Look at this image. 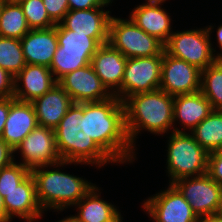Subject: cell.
<instances>
[{"instance_id":"cell-46","label":"cell","mask_w":222,"mask_h":222,"mask_svg":"<svg viewBox=\"0 0 222 222\" xmlns=\"http://www.w3.org/2000/svg\"><path fill=\"white\" fill-rule=\"evenodd\" d=\"M6 0H0V10H1V7L3 5V3L5 2Z\"/></svg>"},{"instance_id":"cell-37","label":"cell","mask_w":222,"mask_h":222,"mask_svg":"<svg viewBox=\"0 0 222 222\" xmlns=\"http://www.w3.org/2000/svg\"><path fill=\"white\" fill-rule=\"evenodd\" d=\"M10 97L0 98V137L2 136L5 122L9 113Z\"/></svg>"},{"instance_id":"cell-15","label":"cell","mask_w":222,"mask_h":222,"mask_svg":"<svg viewBox=\"0 0 222 222\" xmlns=\"http://www.w3.org/2000/svg\"><path fill=\"white\" fill-rule=\"evenodd\" d=\"M128 58L109 42L97 49L91 65L107 90L121 100V83Z\"/></svg>"},{"instance_id":"cell-4","label":"cell","mask_w":222,"mask_h":222,"mask_svg":"<svg viewBox=\"0 0 222 222\" xmlns=\"http://www.w3.org/2000/svg\"><path fill=\"white\" fill-rule=\"evenodd\" d=\"M62 161L79 162L99 169L115 162L87 134L83 103H73L54 129Z\"/></svg>"},{"instance_id":"cell-7","label":"cell","mask_w":222,"mask_h":222,"mask_svg":"<svg viewBox=\"0 0 222 222\" xmlns=\"http://www.w3.org/2000/svg\"><path fill=\"white\" fill-rule=\"evenodd\" d=\"M128 18L111 16L108 42L126 58L163 54L164 43L157 37L147 34L130 17Z\"/></svg>"},{"instance_id":"cell-12","label":"cell","mask_w":222,"mask_h":222,"mask_svg":"<svg viewBox=\"0 0 222 222\" xmlns=\"http://www.w3.org/2000/svg\"><path fill=\"white\" fill-rule=\"evenodd\" d=\"M201 70L185 60L163 53L160 88L171 96L200 91Z\"/></svg>"},{"instance_id":"cell-29","label":"cell","mask_w":222,"mask_h":222,"mask_svg":"<svg viewBox=\"0 0 222 222\" xmlns=\"http://www.w3.org/2000/svg\"><path fill=\"white\" fill-rule=\"evenodd\" d=\"M94 54L59 53V46L54 53L50 70L58 81L65 74L91 64Z\"/></svg>"},{"instance_id":"cell-17","label":"cell","mask_w":222,"mask_h":222,"mask_svg":"<svg viewBox=\"0 0 222 222\" xmlns=\"http://www.w3.org/2000/svg\"><path fill=\"white\" fill-rule=\"evenodd\" d=\"M56 84L57 80L54 78L49 67L26 64L14 77L13 97L22 102L32 103Z\"/></svg>"},{"instance_id":"cell-23","label":"cell","mask_w":222,"mask_h":222,"mask_svg":"<svg viewBox=\"0 0 222 222\" xmlns=\"http://www.w3.org/2000/svg\"><path fill=\"white\" fill-rule=\"evenodd\" d=\"M75 206L78 211L74 216L81 222H111L121 213L117 206L101 198L96 184Z\"/></svg>"},{"instance_id":"cell-32","label":"cell","mask_w":222,"mask_h":222,"mask_svg":"<svg viewBox=\"0 0 222 222\" xmlns=\"http://www.w3.org/2000/svg\"><path fill=\"white\" fill-rule=\"evenodd\" d=\"M43 4L56 24L60 23L69 11L68 0H43Z\"/></svg>"},{"instance_id":"cell-43","label":"cell","mask_w":222,"mask_h":222,"mask_svg":"<svg viewBox=\"0 0 222 222\" xmlns=\"http://www.w3.org/2000/svg\"><path fill=\"white\" fill-rule=\"evenodd\" d=\"M123 217L121 216V213L111 222H123Z\"/></svg>"},{"instance_id":"cell-8","label":"cell","mask_w":222,"mask_h":222,"mask_svg":"<svg viewBox=\"0 0 222 222\" xmlns=\"http://www.w3.org/2000/svg\"><path fill=\"white\" fill-rule=\"evenodd\" d=\"M198 218L218 214L222 199V186L214 181L207 173L186 177L172 183Z\"/></svg>"},{"instance_id":"cell-19","label":"cell","mask_w":222,"mask_h":222,"mask_svg":"<svg viewBox=\"0 0 222 222\" xmlns=\"http://www.w3.org/2000/svg\"><path fill=\"white\" fill-rule=\"evenodd\" d=\"M38 126L32 103L10 97V107L1 138L12 148Z\"/></svg>"},{"instance_id":"cell-38","label":"cell","mask_w":222,"mask_h":222,"mask_svg":"<svg viewBox=\"0 0 222 222\" xmlns=\"http://www.w3.org/2000/svg\"><path fill=\"white\" fill-rule=\"evenodd\" d=\"M198 222H222V215L218 213L200 217Z\"/></svg>"},{"instance_id":"cell-41","label":"cell","mask_w":222,"mask_h":222,"mask_svg":"<svg viewBox=\"0 0 222 222\" xmlns=\"http://www.w3.org/2000/svg\"><path fill=\"white\" fill-rule=\"evenodd\" d=\"M56 222H81L74 215H70Z\"/></svg>"},{"instance_id":"cell-30","label":"cell","mask_w":222,"mask_h":222,"mask_svg":"<svg viewBox=\"0 0 222 222\" xmlns=\"http://www.w3.org/2000/svg\"><path fill=\"white\" fill-rule=\"evenodd\" d=\"M19 5L30 29H48L57 24L49 17L43 0H25Z\"/></svg>"},{"instance_id":"cell-25","label":"cell","mask_w":222,"mask_h":222,"mask_svg":"<svg viewBox=\"0 0 222 222\" xmlns=\"http://www.w3.org/2000/svg\"><path fill=\"white\" fill-rule=\"evenodd\" d=\"M30 30L22 7L6 0L0 10V36L21 40Z\"/></svg>"},{"instance_id":"cell-45","label":"cell","mask_w":222,"mask_h":222,"mask_svg":"<svg viewBox=\"0 0 222 222\" xmlns=\"http://www.w3.org/2000/svg\"><path fill=\"white\" fill-rule=\"evenodd\" d=\"M219 214L222 215V199H221V206H220Z\"/></svg>"},{"instance_id":"cell-10","label":"cell","mask_w":222,"mask_h":222,"mask_svg":"<svg viewBox=\"0 0 222 222\" xmlns=\"http://www.w3.org/2000/svg\"><path fill=\"white\" fill-rule=\"evenodd\" d=\"M15 153H21L22 162L18 163L29 170L62 161L57 148L55 131L42 126H37L18 144L14 149V158Z\"/></svg>"},{"instance_id":"cell-18","label":"cell","mask_w":222,"mask_h":222,"mask_svg":"<svg viewBox=\"0 0 222 222\" xmlns=\"http://www.w3.org/2000/svg\"><path fill=\"white\" fill-rule=\"evenodd\" d=\"M212 110L210 101L200 91L173 96L174 131L191 132ZM176 122L182 128L176 127Z\"/></svg>"},{"instance_id":"cell-35","label":"cell","mask_w":222,"mask_h":222,"mask_svg":"<svg viewBox=\"0 0 222 222\" xmlns=\"http://www.w3.org/2000/svg\"><path fill=\"white\" fill-rule=\"evenodd\" d=\"M14 96V76L0 67V98Z\"/></svg>"},{"instance_id":"cell-33","label":"cell","mask_w":222,"mask_h":222,"mask_svg":"<svg viewBox=\"0 0 222 222\" xmlns=\"http://www.w3.org/2000/svg\"><path fill=\"white\" fill-rule=\"evenodd\" d=\"M207 174L222 186V149L209 153Z\"/></svg>"},{"instance_id":"cell-26","label":"cell","mask_w":222,"mask_h":222,"mask_svg":"<svg viewBox=\"0 0 222 222\" xmlns=\"http://www.w3.org/2000/svg\"><path fill=\"white\" fill-rule=\"evenodd\" d=\"M200 92L213 110H222V58L201 71Z\"/></svg>"},{"instance_id":"cell-13","label":"cell","mask_w":222,"mask_h":222,"mask_svg":"<svg viewBox=\"0 0 222 222\" xmlns=\"http://www.w3.org/2000/svg\"><path fill=\"white\" fill-rule=\"evenodd\" d=\"M57 83L69 94L73 103L99 102L113 96L91 64L65 74Z\"/></svg>"},{"instance_id":"cell-2","label":"cell","mask_w":222,"mask_h":222,"mask_svg":"<svg viewBox=\"0 0 222 222\" xmlns=\"http://www.w3.org/2000/svg\"><path fill=\"white\" fill-rule=\"evenodd\" d=\"M89 165L79 162L61 161L53 165L34 168L31 174L36 184V197L43 212H63L75 205L93 188L95 184L86 178L62 172L60 167L68 165ZM65 165V166H64ZM51 170H49V168ZM53 167V168H52Z\"/></svg>"},{"instance_id":"cell-28","label":"cell","mask_w":222,"mask_h":222,"mask_svg":"<svg viewBox=\"0 0 222 222\" xmlns=\"http://www.w3.org/2000/svg\"><path fill=\"white\" fill-rule=\"evenodd\" d=\"M25 66L21 40L0 36V67L15 77Z\"/></svg>"},{"instance_id":"cell-21","label":"cell","mask_w":222,"mask_h":222,"mask_svg":"<svg viewBox=\"0 0 222 222\" xmlns=\"http://www.w3.org/2000/svg\"><path fill=\"white\" fill-rule=\"evenodd\" d=\"M163 4L143 2L129 13L130 19L147 34L157 37L164 44L174 32L171 16Z\"/></svg>"},{"instance_id":"cell-11","label":"cell","mask_w":222,"mask_h":222,"mask_svg":"<svg viewBox=\"0 0 222 222\" xmlns=\"http://www.w3.org/2000/svg\"><path fill=\"white\" fill-rule=\"evenodd\" d=\"M141 207L153 222H198L199 219L173 184L145 199Z\"/></svg>"},{"instance_id":"cell-39","label":"cell","mask_w":222,"mask_h":222,"mask_svg":"<svg viewBox=\"0 0 222 222\" xmlns=\"http://www.w3.org/2000/svg\"><path fill=\"white\" fill-rule=\"evenodd\" d=\"M216 40L217 44L219 45L218 48L221 51L219 52V58H222V24H220L216 29Z\"/></svg>"},{"instance_id":"cell-9","label":"cell","mask_w":222,"mask_h":222,"mask_svg":"<svg viewBox=\"0 0 222 222\" xmlns=\"http://www.w3.org/2000/svg\"><path fill=\"white\" fill-rule=\"evenodd\" d=\"M163 54L128 58L121 83V101L128 97L158 90Z\"/></svg>"},{"instance_id":"cell-6","label":"cell","mask_w":222,"mask_h":222,"mask_svg":"<svg viewBox=\"0 0 222 222\" xmlns=\"http://www.w3.org/2000/svg\"><path fill=\"white\" fill-rule=\"evenodd\" d=\"M213 29L214 26L208 25L204 28L174 31L164 44V51L202 71L219 58V52L211 42Z\"/></svg>"},{"instance_id":"cell-27","label":"cell","mask_w":222,"mask_h":222,"mask_svg":"<svg viewBox=\"0 0 222 222\" xmlns=\"http://www.w3.org/2000/svg\"><path fill=\"white\" fill-rule=\"evenodd\" d=\"M57 41L59 53L95 54L100 46L88 34L67 30L61 23L57 24Z\"/></svg>"},{"instance_id":"cell-22","label":"cell","mask_w":222,"mask_h":222,"mask_svg":"<svg viewBox=\"0 0 222 222\" xmlns=\"http://www.w3.org/2000/svg\"><path fill=\"white\" fill-rule=\"evenodd\" d=\"M38 126L55 129L73 105L69 94L57 83L43 96L32 102Z\"/></svg>"},{"instance_id":"cell-3","label":"cell","mask_w":222,"mask_h":222,"mask_svg":"<svg viewBox=\"0 0 222 222\" xmlns=\"http://www.w3.org/2000/svg\"><path fill=\"white\" fill-rule=\"evenodd\" d=\"M123 105L127 135L135 150L136 138L143 130L162 137L174 132L173 96L163 90L132 95Z\"/></svg>"},{"instance_id":"cell-34","label":"cell","mask_w":222,"mask_h":222,"mask_svg":"<svg viewBox=\"0 0 222 222\" xmlns=\"http://www.w3.org/2000/svg\"><path fill=\"white\" fill-rule=\"evenodd\" d=\"M112 2L113 0H68L69 10L105 8L112 4Z\"/></svg>"},{"instance_id":"cell-24","label":"cell","mask_w":222,"mask_h":222,"mask_svg":"<svg viewBox=\"0 0 222 222\" xmlns=\"http://www.w3.org/2000/svg\"><path fill=\"white\" fill-rule=\"evenodd\" d=\"M190 133L208 153L221 150L222 110H212Z\"/></svg>"},{"instance_id":"cell-1","label":"cell","mask_w":222,"mask_h":222,"mask_svg":"<svg viewBox=\"0 0 222 222\" xmlns=\"http://www.w3.org/2000/svg\"><path fill=\"white\" fill-rule=\"evenodd\" d=\"M87 134L115 162L133 163L136 150L130 143L125 126L123 102L113 95L99 102L83 103Z\"/></svg>"},{"instance_id":"cell-36","label":"cell","mask_w":222,"mask_h":222,"mask_svg":"<svg viewBox=\"0 0 222 222\" xmlns=\"http://www.w3.org/2000/svg\"><path fill=\"white\" fill-rule=\"evenodd\" d=\"M15 161L14 149H12L1 137H0V169L10 165Z\"/></svg>"},{"instance_id":"cell-14","label":"cell","mask_w":222,"mask_h":222,"mask_svg":"<svg viewBox=\"0 0 222 222\" xmlns=\"http://www.w3.org/2000/svg\"><path fill=\"white\" fill-rule=\"evenodd\" d=\"M5 222L17 217L24 222H37L44 217L36 197V184L30 173L15 189L5 193Z\"/></svg>"},{"instance_id":"cell-44","label":"cell","mask_w":222,"mask_h":222,"mask_svg":"<svg viewBox=\"0 0 222 222\" xmlns=\"http://www.w3.org/2000/svg\"><path fill=\"white\" fill-rule=\"evenodd\" d=\"M7 1L12 2V3L19 4V3H21V2H23V1H25V0H7Z\"/></svg>"},{"instance_id":"cell-5","label":"cell","mask_w":222,"mask_h":222,"mask_svg":"<svg viewBox=\"0 0 222 222\" xmlns=\"http://www.w3.org/2000/svg\"><path fill=\"white\" fill-rule=\"evenodd\" d=\"M167 140V174L169 184L178 179L207 173L209 153L190 132L174 131Z\"/></svg>"},{"instance_id":"cell-42","label":"cell","mask_w":222,"mask_h":222,"mask_svg":"<svg viewBox=\"0 0 222 222\" xmlns=\"http://www.w3.org/2000/svg\"><path fill=\"white\" fill-rule=\"evenodd\" d=\"M146 2H150V3H160L163 4L166 2V0H145Z\"/></svg>"},{"instance_id":"cell-40","label":"cell","mask_w":222,"mask_h":222,"mask_svg":"<svg viewBox=\"0 0 222 222\" xmlns=\"http://www.w3.org/2000/svg\"><path fill=\"white\" fill-rule=\"evenodd\" d=\"M0 222H5V206H4V198L0 193Z\"/></svg>"},{"instance_id":"cell-16","label":"cell","mask_w":222,"mask_h":222,"mask_svg":"<svg viewBox=\"0 0 222 222\" xmlns=\"http://www.w3.org/2000/svg\"><path fill=\"white\" fill-rule=\"evenodd\" d=\"M111 11L105 8L69 10L60 22L67 30L88 34L99 45L109 41V22Z\"/></svg>"},{"instance_id":"cell-20","label":"cell","mask_w":222,"mask_h":222,"mask_svg":"<svg viewBox=\"0 0 222 222\" xmlns=\"http://www.w3.org/2000/svg\"><path fill=\"white\" fill-rule=\"evenodd\" d=\"M26 64L50 67L58 47L57 25L48 29H31L21 39Z\"/></svg>"},{"instance_id":"cell-31","label":"cell","mask_w":222,"mask_h":222,"mask_svg":"<svg viewBox=\"0 0 222 222\" xmlns=\"http://www.w3.org/2000/svg\"><path fill=\"white\" fill-rule=\"evenodd\" d=\"M31 170L24 167L17 161L0 169V193L5 197V193L15 189L29 174Z\"/></svg>"}]
</instances>
